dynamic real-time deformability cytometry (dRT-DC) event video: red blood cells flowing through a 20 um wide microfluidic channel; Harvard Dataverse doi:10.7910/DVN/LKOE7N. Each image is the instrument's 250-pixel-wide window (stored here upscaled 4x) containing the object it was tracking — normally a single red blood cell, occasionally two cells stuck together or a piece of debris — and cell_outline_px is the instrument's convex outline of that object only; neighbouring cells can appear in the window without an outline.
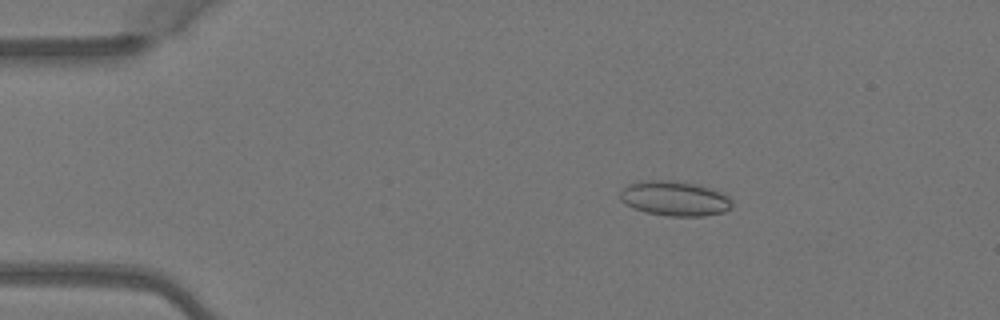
{"species": "Egyptian fruit bat (a non-hibernating species)", "species_latin": "Rousettus aegyptiacus", "temperature_condition": "warm", "stored_images_in_passage": 6, "camera_frame_rate_fps": 3000, "um_per_image_px": 0.085, "animal": {"sex": "female"}, "frame": {"image": 1, "passage_image": 3, "time_ms": 0.667, "image_size_px": [1000, 320], "cell_outline_px": [[732, 208], [724, 212], [704, 216], [668, 216], [644, 212], [632, 208], [620, 200], [620, 192], [628, 184], [640, 180], [668, 180], [696, 184], [720, 192], [728, 196], [732, 200]], "centroid_in_image_um": [57.33, 16.88], "position_along_channel_um": 27.7, "area_um2": 22.83}}
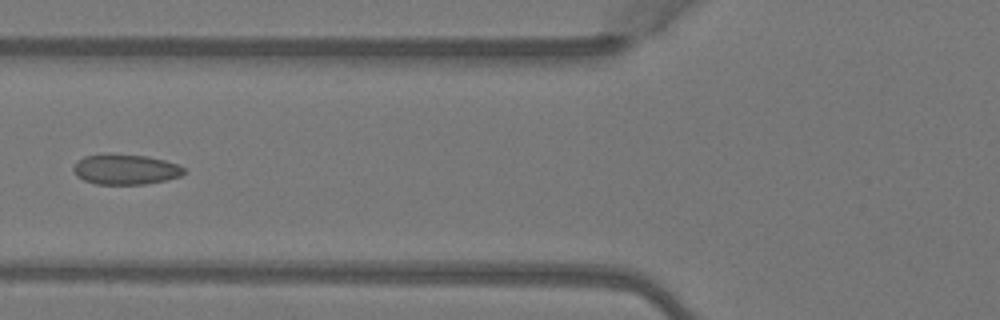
{"frame": {"image": 2, "passage_image": 6, "time_ms": 1.667, "image_size_px": [1000, 320], "cell_outline_px": [[184, 172], [180, 176], [164, 180], [144, 184], [96, 184], [84, 180], [76, 176], [72, 168], [76, 160], [84, 156], [104, 152], [108, 152], [148, 156], [164, 160], [176, 164], [184, 168]], "centroid_in_image_um": [10.58, 14.36], "position_along_channel_um": 115.2, "area_um2": 19.83}}